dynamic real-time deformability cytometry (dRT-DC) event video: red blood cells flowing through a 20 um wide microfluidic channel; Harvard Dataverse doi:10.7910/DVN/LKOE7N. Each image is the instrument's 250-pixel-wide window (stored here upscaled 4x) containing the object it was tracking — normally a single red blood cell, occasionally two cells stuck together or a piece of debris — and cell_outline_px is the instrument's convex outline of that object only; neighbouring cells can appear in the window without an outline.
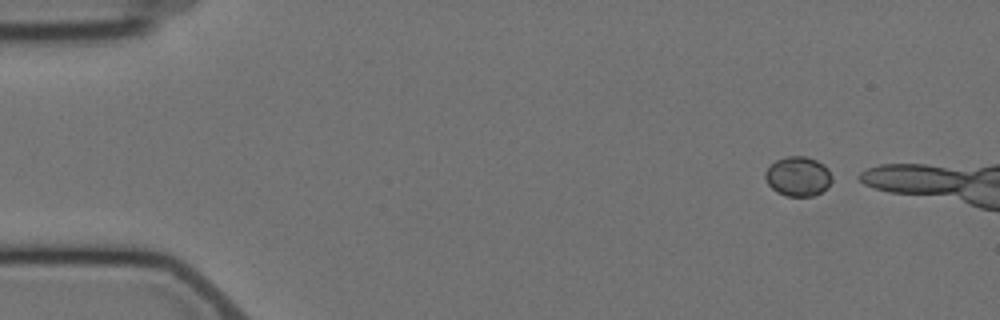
{"species": "Egyptian fruit bat (a non-hibernating species)", "species_latin": "Rousettus aegyptiacus", "temperature_condition": "cold", "stored_images_in_passage": 3, "camera_frame_rate_fps": 3000, "um_per_image_px": 0.085, "animal": {"sex": "female"}, "frame": {"image": 1, "passage_image": 1, "time_ms": 0.0, "image_size_px": [1000, 320], "cell_outline_px": [[832, 180], [828, 188], [812, 196], [788, 196], [776, 192], [768, 184], [764, 176], [764, 172], [776, 160], [788, 156], [804, 156], [816, 160], [824, 164], [828, 168], [832, 176]], "centroid_in_image_um": [67.85, 14.99], "position_along_channel_um": 17.2, "area_um2": 15.43}}